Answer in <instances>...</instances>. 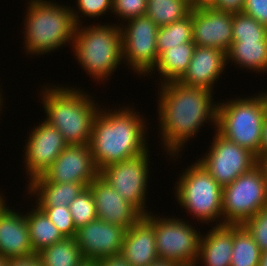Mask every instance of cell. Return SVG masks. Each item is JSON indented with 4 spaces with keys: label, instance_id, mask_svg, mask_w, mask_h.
I'll return each mask as SVG.
<instances>
[{
    "label": "cell",
    "instance_id": "11",
    "mask_svg": "<svg viewBox=\"0 0 267 266\" xmlns=\"http://www.w3.org/2000/svg\"><path fill=\"white\" fill-rule=\"evenodd\" d=\"M119 26L123 64L138 77H146L158 62L156 38L159 26L146 15L127 20Z\"/></svg>",
    "mask_w": 267,
    "mask_h": 266
},
{
    "label": "cell",
    "instance_id": "1",
    "mask_svg": "<svg viewBox=\"0 0 267 266\" xmlns=\"http://www.w3.org/2000/svg\"><path fill=\"white\" fill-rule=\"evenodd\" d=\"M157 87L159 143L163 154L166 152L165 157H170L167 161H177L188 141L194 140L203 127L209 124L213 130L216 129L218 101L214 102L215 92L185 86L178 81L164 82Z\"/></svg>",
    "mask_w": 267,
    "mask_h": 266
},
{
    "label": "cell",
    "instance_id": "48",
    "mask_svg": "<svg viewBox=\"0 0 267 266\" xmlns=\"http://www.w3.org/2000/svg\"><path fill=\"white\" fill-rule=\"evenodd\" d=\"M0 266H8V258L0 255Z\"/></svg>",
    "mask_w": 267,
    "mask_h": 266
},
{
    "label": "cell",
    "instance_id": "28",
    "mask_svg": "<svg viewBox=\"0 0 267 266\" xmlns=\"http://www.w3.org/2000/svg\"><path fill=\"white\" fill-rule=\"evenodd\" d=\"M191 9L190 0H147L145 15L160 27L185 18Z\"/></svg>",
    "mask_w": 267,
    "mask_h": 266
},
{
    "label": "cell",
    "instance_id": "4",
    "mask_svg": "<svg viewBox=\"0 0 267 266\" xmlns=\"http://www.w3.org/2000/svg\"><path fill=\"white\" fill-rule=\"evenodd\" d=\"M27 1L21 28L23 53L33 59L36 55H50L67 45L71 47L77 26L71 6L56 0Z\"/></svg>",
    "mask_w": 267,
    "mask_h": 266
},
{
    "label": "cell",
    "instance_id": "19",
    "mask_svg": "<svg viewBox=\"0 0 267 266\" xmlns=\"http://www.w3.org/2000/svg\"><path fill=\"white\" fill-rule=\"evenodd\" d=\"M226 67V53L214 47L196 46L188 69L178 82L185 86L202 87L214 92L217 81L223 77L221 75L225 73Z\"/></svg>",
    "mask_w": 267,
    "mask_h": 266
},
{
    "label": "cell",
    "instance_id": "15",
    "mask_svg": "<svg viewBox=\"0 0 267 266\" xmlns=\"http://www.w3.org/2000/svg\"><path fill=\"white\" fill-rule=\"evenodd\" d=\"M126 228L99 218L76 229L75 241L85 260L120 255Z\"/></svg>",
    "mask_w": 267,
    "mask_h": 266
},
{
    "label": "cell",
    "instance_id": "40",
    "mask_svg": "<svg viewBox=\"0 0 267 266\" xmlns=\"http://www.w3.org/2000/svg\"><path fill=\"white\" fill-rule=\"evenodd\" d=\"M267 155V115L264 118L261 133L260 158Z\"/></svg>",
    "mask_w": 267,
    "mask_h": 266
},
{
    "label": "cell",
    "instance_id": "39",
    "mask_svg": "<svg viewBox=\"0 0 267 266\" xmlns=\"http://www.w3.org/2000/svg\"><path fill=\"white\" fill-rule=\"evenodd\" d=\"M98 266H131L121 255L104 257L97 260Z\"/></svg>",
    "mask_w": 267,
    "mask_h": 266
},
{
    "label": "cell",
    "instance_id": "34",
    "mask_svg": "<svg viewBox=\"0 0 267 266\" xmlns=\"http://www.w3.org/2000/svg\"><path fill=\"white\" fill-rule=\"evenodd\" d=\"M64 237H75L76 227L68 206L39 207Z\"/></svg>",
    "mask_w": 267,
    "mask_h": 266
},
{
    "label": "cell",
    "instance_id": "38",
    "mask_svg": "<svg viewBox=\"0 0 267 266\" xmlns=\"http://www.w3.org/2000/svg\"><path fill=\"white\" fill-rule=\"evenodd\" d=\"M8 266H43L37 253L25 257L8 259Z\"/></svg>",
    "mask_w": 267,
    "mask_h": 266
},
{
    "label": "cell",
    "instance_id": "20",
    "mask_svg": "<svg viewBox=\"0 0 267 266\" xmlns=\"http://www.w3.org/2000/svg\"><path fill=\"white\" fill-rule=\"evenodd\" d=\"M120 255L131 266H147L159 258L154 228L144 218L126 230Z\"/></svg>",
    "mask_w": 267,
    "mask_h": 266
},
{
    "label": "cell",
    "instance_id": "13",
    "mask_svg": "<svg viewBox=\"0 0 267 266\" xmlns=\"http://www.w3.org/2000/svg\"><path fill=\"white\" fill-rule=\"evenodd\" d=\"M41 122V123H40ZM31 127L27 139L22 145L24 172L29 183L32 179L41 176L68 146L61 132L49 125L45 120Z\"/></svg>",
    "mask_w": 267,
    "mask_h": 266
},
{
    "label": "cell",
    "instance_id": "26",
    "mask_svg": "<svg viewBox=\"0 0 267 266\" xmlns=\"http://www.w3.org/2000/svg\"><path fill=\"white\" fill-rule=\"evenodd\" d=\"M37 255L43 266H79L85 260L74 237H65Z\"/></svg>",
    "mask_w": 267,
    "mask_h": 266
},
{
    "label": "cell",
    "instance_id": "12",
    "mask_svg": "<svg viewBox=\"0 0 267 266\" xmlns=\"http://www.w3.org/2000/svg\"><path fill=\"white\" fill-rule=\"evenodd\" d=\"M213 134L209 149L196 160L223 188L250 171L258 164V160L251 151L228 140L217 130Z\"/></svg>",
    "mask_w": 267,
    "mask_h": 266
},
{
    "label": "cell",
    "instance_id": "44",
    "mask_svg": "<svg viewBox=\"0 0 267 266\" xmlns=\"http://www.w3.org/2000/svg\"><path fill=\"white\" fill-rule=\"evenodd\" d=\"M258 266H267V250L261 252Z\"/></svg>",
    "mask_w": 267,
    "mask_h": 266
},
{
    "label": "cell",
    "instance_id": "18",
    "mask_svg": "<svg viewBox=\"0 0 267 266\" xmlns=\"http://www.w3.org/2000/svg\"><path fill=\"white\" fill-rule=\"evenodd\" d=\"M88 187L94 196L99 219L129 229L144 217L134 205L125 201L100 176L95 178Z\"/></svg>",
    "mask_w": 267,
    "mask_h": 266
},
{
    "label": "cell",
    "instance_id": "35",
    "mask_svg": "<svg viewBox=\"0 0 267 266\" xmlns=\"http://www.w3.org/2000/svg\"><path fill=\"white\" fill-rule=\"evenodd\" d=\"M243 226L258 244L261 252L267 250V207L247 220Z\"/></svg>",
    "mask_w": 267,
    "mask_h": 266
},
{
    "label": "cell",
    "instance_id": "33",
    "mask_svg": "<svg viewBox=\"0 0 267 266\" xmlns=\"http://www.w3.org/2000/svg\"><path fill=\"white\" fill-rule=\"evenodd\" d=\"M146 10L147 0H112V15L118 20V26L127 20L144 16Z\"/></svg>",
    "mask_w": 267,
    "mask_h": 266
},
{
    "label": "cell",
    "instance_id": "27",
    "mask_svg": "<svg viewBox=\"0 0 267 266\" xmlns=\"http://www.w3.org/2000/svg\"><path fill=\"white\" fill-rule=\"evenodd\" d=\"M261 250L243 225H233L230 266H258Z\"/></svg>",
    "mask_w": 267,
    "mask_h": 266
},
{
    "label": "cell",
    "instance_id": "9",
    "mask_svg": "<svg viewBox=\"0 0 267 266\" xmlns=\"http://www.w3.org/2000/svg\"><path fill=\"white\" fill-rule=\"evenodd\" d=\"M264 207H267V183L259 164L223 187V224L243 225Z\"/></svg>",
    "mask_w": 267,
    "mask_h": 266
},
{
    "label": "cell",
    "instance_id": "45",
    "mask_svg": "<svg viewBox=\"0 0 267 266\" xmlns=\"http://www.w3.org/2000/svg\"><path fill=\"white\" fill-rule=\"evenodd\" d=\"M2 84H0V116H1V114H2V110L4 111L5 109H3V108H5L4 106H5V104H4V99H3V96L5 97V93H3L4 91L2 90ZM4 104V105H3ZM1 119V118H0Z\"/></svg>",
    "mask_w": 267,
    "mask_h": 266
},
{
    "label": "cell",
    "instance_id": "14",
    "mask_svg": "<svg viewBox=\"0 0 267 266\" xmlns=\"http://www.w3.org/2000/svg\"><path fill=\"white\" fill-rule=\"evenodd\" d=\"M99 172L89 145H68L41 176L49 183H77L88 187Z\"/></svg>",
    "mask_w": 267,
    "mask_h": 266
},
{
    "label": "cell",
    "instance_id": "37",
    "mask_svg": "<svg viewBox=\"0 0 267 266\" xmlns=\"http://www.w3.org/2000/svg\"><path fill=\"white\" fill-rule=\"evenodd\" d=\"M244 2L245 0H217L212 7L234 15L242 12Z\"/></svg>",
    "mask_w": 267,
    "mask_h": 266
},
{
    "label": "cell",
    "instance_id": "30",
    "mask_svg": "<svg viewBox=\"0 0 267 266\" xmlns=\"http://www.w3.org/2000/svg\"><path fill=\"white\" fill-rule=\"evenodd\" d=\"M68 207L76 228L98 218L95 199L89 187L81 191Z\"/></svg>",
    "mask_w": 267,
    "mask_h": 266
},
{
    "label": "cell",
    "instance_id": "16",
    "mask_svg": "<svg viewBox=\"0 0 267 266\" xmlns=\"http://www.w3.org/2000/svg\"><path fill=\"white\" fill-rule=\"evenodd\" d=\"M193 42L227 53L233 40V14L213 7L192 8Z\"/></svg>",
    "mask_w": 267,
    "mask_h": 266
},
{
    "label": "cell",
    "instance_id": "25",
    "mask_svg": "<svg viewBox=\"0 0 267 266\" xmlns=\"http://www.w3.org/2000/svg\"><path fill=\"white\" fill-rule=\"evenodd\" d=\"M32 208L23 211L27 220L31 246L35 253L48 247L65 237L58 228L51 222L45 212L37 205L30 204ZM34 205V207L32 206Z\"/></svg>",
    "mask_w": 267,
    "mask_h": 266
},
{
    "label": "cell",
    "instance_id": "42",
    "mask_svg": "<svg viewBox=\"0 0 267 266\" xmlns=\"http://www.w3.org/2000/svg\"><path fill=\"white\" fill-rule=\"evenodd\" d=\"M147 266H180V265L174 261H171V260L158 258L154 262L150 263Z\"/></svg>",
    "mask_w": 267,
    "mask_h": 266
},
{
    "label": "cell",
    "instance_id": "29",
    "mask_svg": "<svg viewBox=\"0 0 267 266\" xmlns=\"http://www.w3.org/2000/svg\"><path fill=\"white\" fill-rule=\"evenodd\" d=\"M193 41L192 15L190 13L183 19L171 24L160 26L157 32L156 48L158 56L170 47Z\"/></svg>",
    "mask_w": 267,
    "mask_h": 266
},
{
    "label": "cell",
    "instance_id": "43",
    "mask_svg": "<svg viewBox=\"0 0 267 266\" xmlns=\"http://www.w3.org/2000/svg\"><path fill=\"white\" fill-rule=\"evenodd\" d=\"M258 164L262 167L265 177H266V183H267V155L262 156L258 160Z\"/></svg>",
    "mask_w": 267,
    "mask_h": 266
},
{
    "label": "cell",
    "instance_id": "32",
    "mask_svg": "<svg viewBox=\"0 0 267 266\" xmlns=\"http://www.w3.org/2000/svg\"><path fill=\"white\" fill-rule=\"evenodd\" d=\"M75 2V7L72 5L71 12L77 25H84L83 18H95V22L99 17L112 13V0H75Z\"/></svg>",
    "mask_w": 267,
    "mask_h": 266
},
{
    "label": "cell",
    "instance_id": "31",
    "mask_svg": "<svg viewBox=\"0 0 267 266\" xmlns=\"http://www.w3.org/2000/svg\"><path fill=\"white\" fill-rule=\"evenodd\" d=\"M233 40H267V27L243 12L234 14Z\"/></svg>",
    "mask_w": 267,
    "mask_h": 266
},
{
    "label": "cell",
    "instance_id": "3",
    "mask_svg": "<svg viewBox=\"0 0 267 266\" xmlns=\"http://www.w3.org/2000/svg\"><path fill=\"white\" fill-rule=\"evenodd\" d=\"M57 85L39 86L38 98L45 113L42 120L57 128L68 145H89L93 120L102 104L82 87Z\"/></svg>",
    "mask_w": 267,
    "mask_h": 266
},
{
    "label": "cell",
    "instance_id": "24",
    "mask_svg": "<svg viewBox=\"0 0 267 266\" xmlns=\"http://www.w3.org/2000/svg\"><path fill=\"white\" fill-rule=\"evenodd\" d=\"M196 45L193 41L179 44L165 50L158 58L155 68L146 76L159 74L155 82L158 85L169 81H178L187 71ZM160 82V83H159Z\"/></svg>",
    "mask_w": 267,
    "mask_h": 266
},
{
    "label": "cell",
    "instance_id": "41",
    "mask_svg": "<svg viewBox=\"0 0 267 266\" xmlns=\"http://www.w3.org/2000/svg\"><path fill=\"white\" fill-rule=\"evenodd\" d=\"M217 0H190L191 8L212 7Z\"/></svg>",
    "mask_w": 267,
    "mask_h": 266
},
{
    "label": "cell",
    "instance_id": "5",
    "mask_svg": "<svg viewBox=\"0 0 267 266\" xmlns=\"http://www.w3.org/2000/svg\"><path fill=\"white\" fill-rule=\"evenodd\" d=\"M97 23L76 26L71 51L89 78L103 84L123 64L121 29L116 22Z\"/></svg>",
    "mask_w": 267,
    "mask_h": 266
},
{
    "label": "cell",
    "instance_id": "6",
    "mask_svg": "<svg viewBox=\"0 0 267 266\" xmlns=\"http://www.w3.org/2000/svg\"><path fill=\"white\" fill-rule=\"evenodd\" d=\"M191 163L181 170L174 182V196L179 208L197 219L198 224L223 225V188L197 160Z\"/></svg>",
    "mask_w": 267,
    "mask_h": 266
},
{
    "label": "cell",
    "instance_id": "8",
    "mask_svg": "<svg viewBox=\"0 0 267 266\" xmlns=\"http://www.w3.org/2000/svg\"><path fill=\"white\" fill-rule=\"evenodd\" d=\"M154 213L151 211L143 218L154 228L159 258L174 261L180 266H194L200 248V228L195 227L193 221L182 219V216L171 215L170 218L161 216L159 211Z\"/></svg>",
    "mask_w": 267,
    "mask_h": 266
},
{
    "label": "cell",
    "instance_id": "22",
    "mask_svg": "<svg viewBox=\"0 0 267 266\" xmlns=\"http://www.w3.org/2000/svg\"><path fill=\"white\" fill-rule=\"evenodd\" d=\"M26 184V199L28 194V198L38 207L69 206L86 188L83 184L77 183H49L42 176Z\"/></svg>",
    "mask_w": 267,
    "mask_h": 266
},
{
    "label": "cell",
    "instance_id": "47",
    "mask_svg": "<svg viewBox=\"0 0 267 266\" xmlns=\"http://www.w3.org/2000/svg\"><path fill=\"white\" fill-rule=\"evenodd\" d=\"M261 92L259 91L258 94L263 98V101H264L265 107H266V114H267V90L266 91L264 90V92L262 90Z\"/></svg>",
    "mask_w": 267,
    "mask_h": 266
},
{
    "label": "cell",
    "instance_id": "21",
    "mask_svg": "<svg viewBox=\"0 0 267 266\" xmlns=\"http://www.w3.org/2000/svg\"><path fill=\"white\" fill-rule=\"evenodd\" d=\"M232 249L233 225H214L201 235L198 258L194 266H230Z\"/></svg>",
    "mask_w": 267,
    "mask_h": 266
},
{
    "label": "cell",
    "instance_id": "7",
    "mask_svg": "<svg viewBox=\"0 0 267 266\" xmlns=\"http://www.w3.org/2000/svg\"><path fill=\"white\" fill-rule=\"evenodd\" d=\"M221 101L217 106L216 130L228 140L251 151L259 160L262 125L267 115L263 98L257 92L250 97L237 95Z\"/></svg>",
    "mask_w": 267,
    "mask_h": 266
},
{
    "label": "cell",
    "instance_id": "2",
    "mask_svg": "<svg viewBox=\"0 0 267 266\" xmlns=\"http://www.w3.org/2000/svg\"><path fill=\"white\" fill-rule=\"evenodd\" d=\"M132 105L100 106L94 117L89 147L99 171L149 150L147 134L151 123Z\"/></svg>",
    "mask_w": 267,
    "mask_h": 266
},
{
    "label": "cell",
    "instance_id": "36",
    "mask_svg": "<svg viewBox=\"0 0 267 266\" xmlns=\"http://www.w3.org/2000/svg\"><path fill=\"white\" fill-rule=\"evenodd\" d=\"M242 12L267 27V0H245Z\"/></svg>",
    "mask_w": 267,
    "mask_h": 266
},
{
    "label": "cell",
    "instance_id": "46",
    "mask_svg": "<svg viewBox=\"0 0 267 266\" xmlns=\"http://www.w3.org/2000/svg\"><path fill=\"white\" fill-rule=\"evenodd\" d=\"M79 266H98L95 260H84Z\"/></svg>",
    "mask_w": 267,
    "mask_h": 266
},
{
    "label": "cell",
    "instance_id": "23",
    "mask_svg": "<svg viewBox=\"0 0 267 266\" xmlns=\"http://www.w3.org/2000/svg\"><path fill=\"white\" fill-rule=\"evenodd\" d=\"M227 67L239 66L238 69L254 74L267 73V40H232L226 53ZM253 71V72H252Z\"/></svg>",
    "mask_w": 267,
    "mask_h": 266
},
{
    "label": "cell",
    "instance_id": "17",
    "mask_svg": "<svg viewBox=\"0 0 267 266\" xmlns=\"http://www.w3.org/2000/svg\"><path fill=\"white\" fill-rule=\"evenodd\" d=\"M3 192L0 195V255L5 258L34 254L25 213L7 206ZM11 207V208H10Z\"/></svg>",
    "mask_w": 267,
    "mask_h": 266
},
{
    "label": "cell",
    "instance_id": "10",
    "mask_svg": "<svg viewBox=\"0 0 267 266\" xmlns=\"http://www.w3.org/2000/svg\"><path fill=\"white\" fill-rule=\"evenodd\" d=\"M151 150L146 153L107 165L99 172L106 181L125 201L134 205L144 216L151 212L148 209L149 178ZM150 171V172H149ZM148 191V192H147Z\"/></svg>",
    "mask_w": 267,
    "mask_h": 266
}]
</instances>
